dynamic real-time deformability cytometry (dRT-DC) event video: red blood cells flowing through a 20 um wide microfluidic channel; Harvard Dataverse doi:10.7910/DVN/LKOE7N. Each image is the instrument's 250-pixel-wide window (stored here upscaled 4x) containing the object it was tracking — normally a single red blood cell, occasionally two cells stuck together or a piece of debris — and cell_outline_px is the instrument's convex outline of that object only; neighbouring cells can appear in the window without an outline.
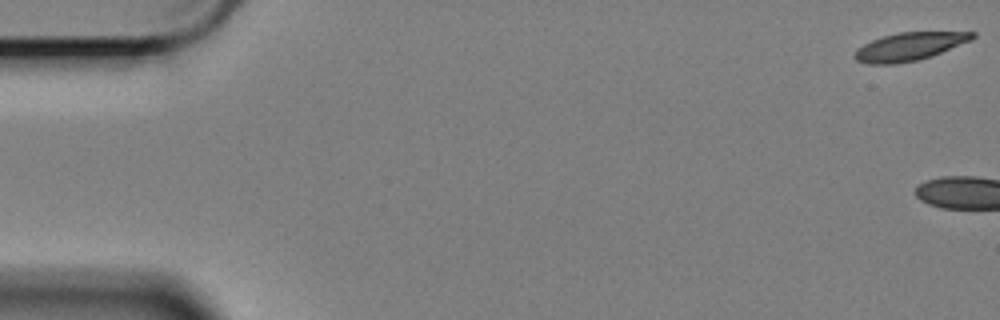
{"species": "Egyptian fruit bat (a non-hibernating species)", "species_latin": "Rousettus aegyptiacus", "temperature_condition": "cold", "stored_images_in_passage": 4, "camera_frame_rate_fps": 3000, "um_per_image_px": 0.085, "animal": {"sex": "female"}, "frame": {"image": 1, "passage_image": 1, "time_ms": 0.0, "image_size_px": [1000, 320], "cell_outline_px": [[976, 36], [972, 40], [932, 56], [916, 60], [896, 64], [868, 64], [856, 60], [852, 56], [856, 48], [872, 40], [884, 36], [900, 32], [976, 32]], "centroid_in_image_um": [77.28, 3.96], "position_along_channel_um": 7.7, "area_um2": 19.25}}